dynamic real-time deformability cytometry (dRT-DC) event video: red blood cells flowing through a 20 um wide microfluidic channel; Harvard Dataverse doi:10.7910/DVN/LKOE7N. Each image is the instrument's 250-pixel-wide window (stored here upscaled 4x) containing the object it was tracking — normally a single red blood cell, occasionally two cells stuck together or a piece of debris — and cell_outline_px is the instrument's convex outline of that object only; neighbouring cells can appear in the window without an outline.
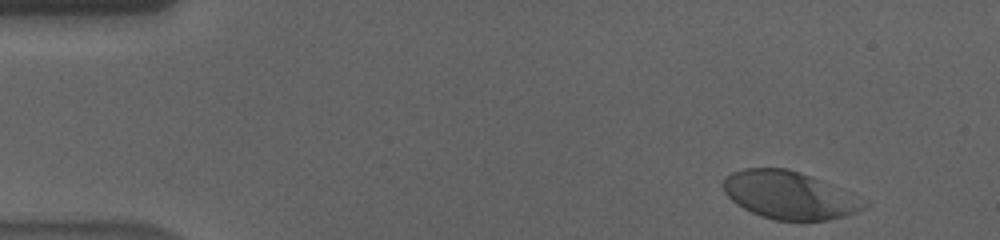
{"species": "human", "species_latin": "Homo sapiens", "temperature_condition": "cold", "stored_images_in_passage": 47, "camera_frame_rate_fps": 3000, "um_per_image_px": 0.085, "donor": {"sex": "male"}, "frame": {"image": 1, "passage_image": 2, "time_ms": 0.333, "image_size_px": [1000, 240], "cell_outline_px": [[868, 204], [864, 208], [856, 212], [844, 216], [828, 220], [776, 220], [760, 216], [736, 204], [724, 192], [724, 176], [732, 172], [744, 168], [788, 168], [800, 172], [852, 192], [868, 200]], "centroid_in_image_um": [67.13, 16.58], "position_along_channel_um": 17.9, "area_um2": 39.3}}
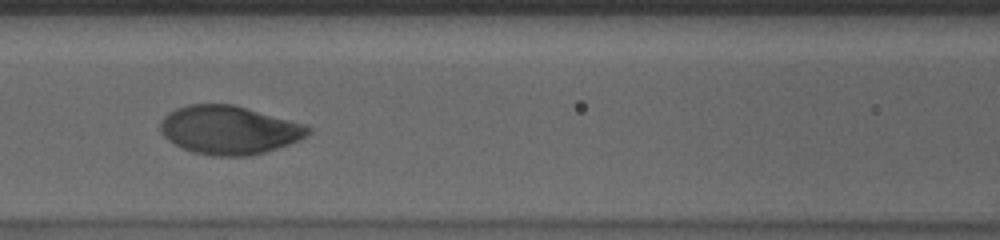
{"frame": {"image": 2, "passage_image": 22, "time_ms": 7.0, "image_size_px": [1000, 240], "cell_outline_px": [[312, 132], [300, 140], [264, 152], [248, 156], [212, 156], [192, 152], [168, 140], [160, 132], [160, 120], [168, 112], [176, 108], [188, 104], [232, 104], [304, 124], [312, 128]], "centroid_in_image_um": [19.45, 11.05], "position_along_channel_um": 147.1, "area_um2": 41.67}}
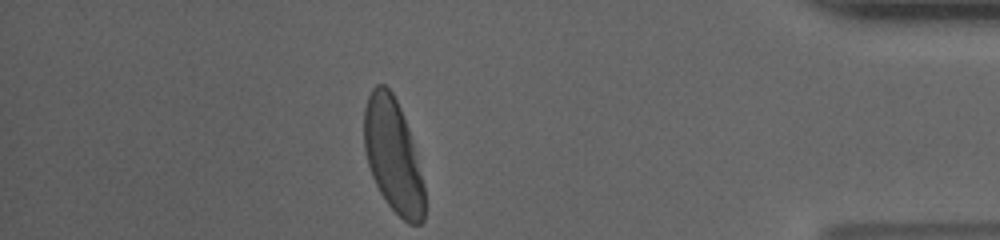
{"frame": {"image": 3, "passage_image": 47, "time_ms": 15.333, "image_size_px": [1000, 240], "cell_outline_px": [[424, 220], [420, 224], [408, 224], [388, 204], [380, 192], [372, 176], [368, 164], [364, 148], [364, 108], [368, 96], [372, 88], [376, 84], [384, 84], [392, 92], [400, 108], [408, 128], [412, 140], [424, 184]], "centroid_in_image_um": [33.4, 13.22], "position_along_channel_um": 401.8, "area_um2": 39.71}, "authors_computed_cell_mechanics": {"area_um2": 41.1536, "velocity_mm_per_s": 3.5252, "shape_relaxation_time_tau1_ms": 2.5233, "shape_relaxation_time_tau2_ms": null, "deformation_change_tau1": 0.1597, "deformation_change_tau2": null}}